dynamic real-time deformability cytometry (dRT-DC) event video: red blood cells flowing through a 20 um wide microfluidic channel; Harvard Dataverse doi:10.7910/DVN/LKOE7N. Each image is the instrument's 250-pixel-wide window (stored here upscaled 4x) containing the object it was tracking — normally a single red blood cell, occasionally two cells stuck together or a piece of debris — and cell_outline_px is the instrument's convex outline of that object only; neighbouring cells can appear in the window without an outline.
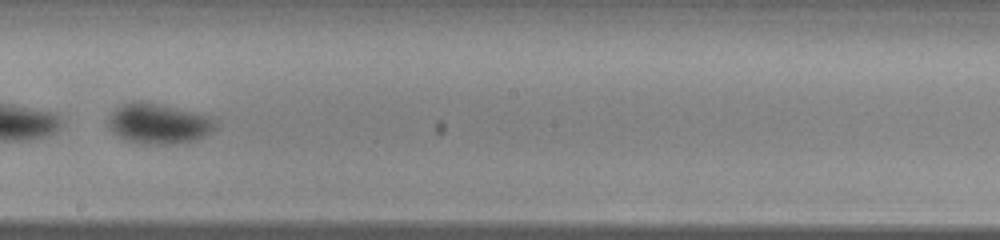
{"species": "common noctule bat (a hibernating species)", "species_latin": "Nyctalus noctula", "temperature_condition": "warm", "stored_images_in_passage": 45, "camera_frame_rate_fps": 3000, "um_per_image_px": 0.085, "animal": {"sex": "male", "body_mass_g": 13.0, "forearm_length_mm": 53.1}, "frame": {"image": 1, "passage_image": 24, "time_ms": 7.667, "image_size_px": [1000, 240], "cell_outline_px": [[216, 128], [212, 132], [196, 140], [176, 144], [144, 144], [128, 140], [112, 132], [108, 128], [108, 116], [116, 108], [124, 104], [136, 100], [144, 100], [208, 116], [216, 120]], "centroid_in_image_um": [13.47, 10.51], "position_along_channel_um": 234.7, "area_um2": 25.2}}
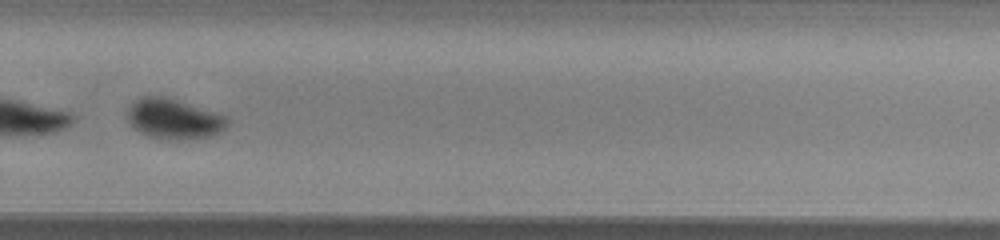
{"frame": {"image": 2, "passage_image": 30, "time_ms": 9.667, "image_size_px": [1000, 240], "cell_outline_px": [[228, 124], [220, 132], [212, 136], [192, 140], [168, 140], [148, 136], [140, 132], [128, 120], [128, 104], [140, 96], [164, 96], [220, 112], [228, 116]], "centroid_in_image_um": [14.82, 10.1], "position_along_channel_um": 315.0, "area_um2": 23.99}, "authors_computed_cell_mechanics": {"area_um2": 26.299, "velocity_mm_per_s": 4.019, "shape_relaxation_time_tau1_ms": 2.0127, "shape_relaxation_time_tau2_ms": null, "deformation_change_tau1": 0.1021, "deformation_change_tau2": null}}